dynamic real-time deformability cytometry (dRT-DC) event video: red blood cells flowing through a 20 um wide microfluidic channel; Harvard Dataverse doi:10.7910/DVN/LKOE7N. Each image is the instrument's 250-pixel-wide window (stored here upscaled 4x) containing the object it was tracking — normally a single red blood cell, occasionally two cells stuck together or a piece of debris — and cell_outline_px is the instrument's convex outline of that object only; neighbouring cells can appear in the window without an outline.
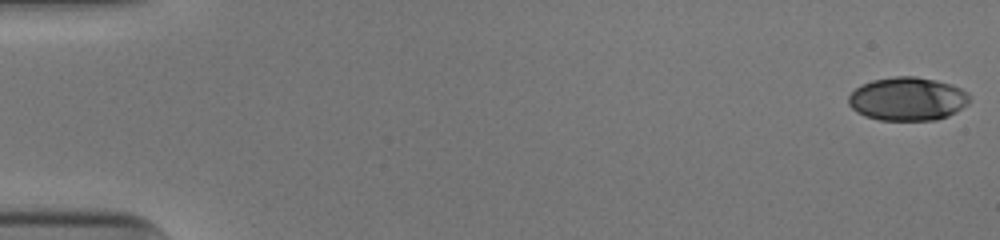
{"species": "human", "species_latin": "Homo sapiens", "temperature_condition": "cold", "stored_images_in_passage": 52, "camera_frame_rate_fps": 3000, "um_per_image_px": 0.085, "donor": {"sex": "male"}, "frame": {"image": 1, "passage_image": 1, "time_ms": 0.0, "image_size_px": [1000, 240], "cell_outline_px": [[972, 96], [968, 104], [956, 112], [948, 116], [936, 120], [880, 120], [864, 116], [856, 112], [848, 104], [848, 96], [856, 88], [872, 80], [896, 76], [916, 76], [936, 80], [952, 84], [968, 92]], "centroid_in_image_um": [77.17, 8.41], "position_along_channel_um": 7.8, "area_um2": 30.92}}
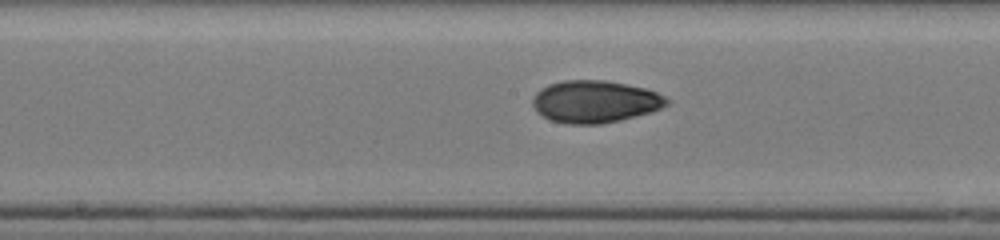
{"frame": {"image": 2, "passage_image": 28, "time_ms": 9.0, "image_size_px": [1000, 240], "cell_outline_px": [[672, 100], [668, 104], [660, 108], [636, 116], [620, 120], [600, 124], [564, 124], [548, 120], [536, 112], [532, 104], [532, 100], [536, 92], [540, 88], [548, 84], [564, 80], [604, 80], [644, 88], [656, 92]], "centroid_in_image_um": [50.52, 8.64], "position_along_channel_um": 197.7, "area_um2": 33.18}}
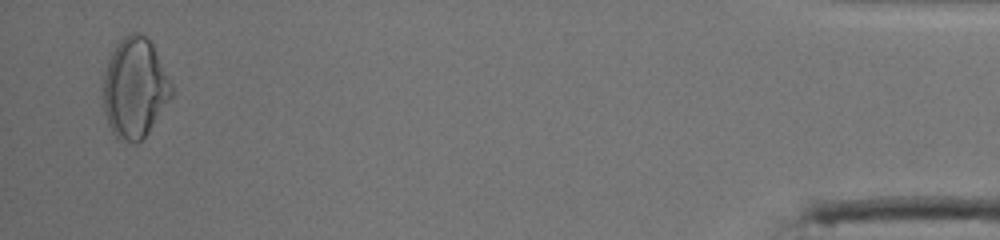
{"frame": {"image": 3, "passage_image": 51, "time_ms": 16.667, "image_size_px": [1000, 240], "cell_outline_px": [[172, 96], [148, 132], [136, 144], [116, 136], [112, 132], [108, 124], [104, 112], [104, 76], [108, 60], [112, 48], [124, 36], [132, 32], [140, 32], [152, 44], [172, 84]], "centroid_in_image_um": [11.45, 7.46], "position_along_channel_um": 423.8, "area_um2": 39.42}, "authors_computed_cell_mechanics": {"area_um2": 32.079, "velocity_mm_per_s": 3.9647, "shape_relaxation_time_tau1_ms": 5.33, "shape_relaxation_time_tau2_ms": 2.7008, "deformation_change_tau1": 0.1617, "deformation_change_tau2": 0.0694}}